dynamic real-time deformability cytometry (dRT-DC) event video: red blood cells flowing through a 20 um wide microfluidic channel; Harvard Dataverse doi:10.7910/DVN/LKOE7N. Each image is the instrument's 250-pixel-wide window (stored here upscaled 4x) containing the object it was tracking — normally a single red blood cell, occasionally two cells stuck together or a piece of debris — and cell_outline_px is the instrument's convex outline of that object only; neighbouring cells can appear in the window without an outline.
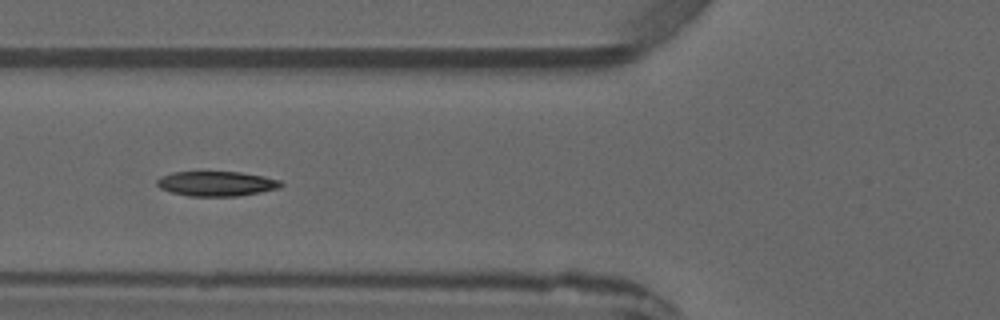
{"species": "common noctule bat (a hibernating species)", "species_latin": "Nyctalus noctula", "temperature_condition": "warm", "stored_images_in_passage": 5, "camera_frame_rate_fps": 3000, "um_per_image_px": 0.085, "animal": {"sex": "male", "forearm_length_mm": 52.5}, "frame": {"image": 1, "passage_image": 5, "time_ms": 5.667, "image_size_px": [1000, 320], "cell_outline_px": [[284, 184], [280, 188], [240, 196], [188, 196], [172, 192], [160, 188], [156, 184], [156, 180], [160, 176], [172, 172], [240, 172], [264, 176], [280, 180]], "centroid_in_image_um": [18.41, 15.61], "position_along_channel_um": 107.4, "area_um2": 18.03}}